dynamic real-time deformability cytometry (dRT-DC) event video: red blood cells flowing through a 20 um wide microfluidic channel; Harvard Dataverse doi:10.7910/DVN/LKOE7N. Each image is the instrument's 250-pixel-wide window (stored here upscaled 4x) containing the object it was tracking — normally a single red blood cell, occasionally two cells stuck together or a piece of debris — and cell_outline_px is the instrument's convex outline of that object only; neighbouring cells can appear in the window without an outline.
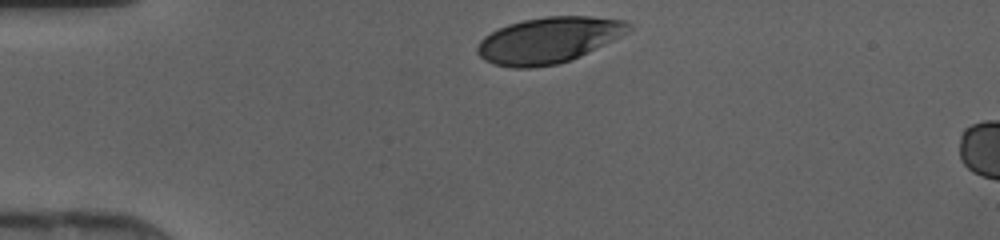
{"species": "human", "species_latin": "Homo sapiens", "temperature_condition": "cold", "stored_images_in_passage": 5, "camera_frame_rate_fps": 3000, "um_per_image_px": 0.085, "donor": {"sex": "female"}, "frame": {"image": 1, "passage_image": 1, "time_ms": 0.0, "image_size_px": [1000, 240], "cell_outline_px": [[632, 28], [628, 32], [572, 60], [556, 64], [532, 68], [512, 68], [492, 64], [484, 60], [476, 52], [476, 44], [484, 36], [508, 24], [524, 20], [544, 16], [588, 16], [624, 20], [632, 24]], "centroid_in_image_um": [46.6, 3.42], "position_along_channel_um": 38.4, "area_um2": 40.58}}